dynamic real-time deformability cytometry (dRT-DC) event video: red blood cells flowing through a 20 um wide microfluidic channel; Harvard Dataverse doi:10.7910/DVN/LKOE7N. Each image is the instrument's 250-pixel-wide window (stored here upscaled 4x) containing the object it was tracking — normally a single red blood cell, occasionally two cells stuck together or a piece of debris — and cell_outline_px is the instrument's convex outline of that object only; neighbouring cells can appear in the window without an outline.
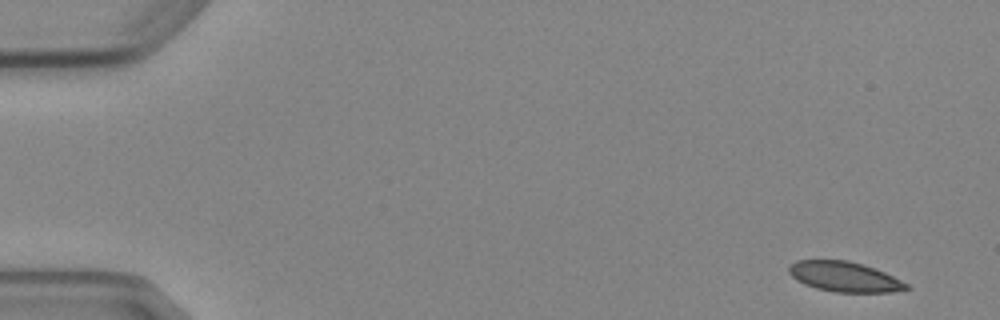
{"species": "Egyptian fruit bat (a non-hibernating species)", "species_latin": "Rousettus aegyptiacus", "temperature_condition": "cold", "stored_images_in_passage": 6, "camera_frame_rate_fps": 3000, "um_per_image_px": 0.085, "animal": {"sex": "female"}, "frame": {"image": 1, "passage_image": 1, "time_ms": 0.0, "image_size_px": [1000, 320], "cell_outline_px": [[912, 288], [892, 292], [836, 292], [816, 288], [804, 284], [796, 280], [788, 272], [788, 268], [796, 260], [848, 260], [884, 272], [908, 284]], "centroid_in_image_um": [71.76, 23.53], "position_along_channel_um": 13.2, "area_um2": 20.4}}
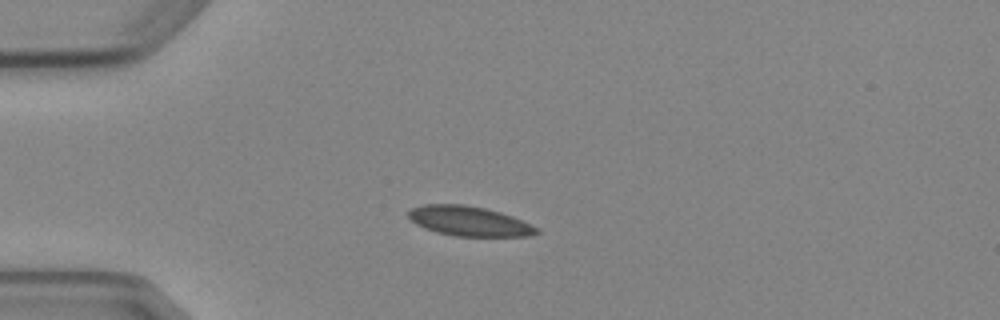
{"frame": {"image": 2, "passage_image": 4, "time_ms": 3.667, "image_size_px": [1000, 320], "cell_outline_px": [[540, 232], [532, 236], [456, 236], [436, 232], [424, 228], [416, 224], [408, 216], [408, 212], [412, 208], [424, 204], [464, 204], [484, 208], [500, 212], [512, 216], [540, 228]], "centroid_in_image_um": [39.9, 18.8], "position_along_channel_um": 45.1, "area_um2": 22.25}}
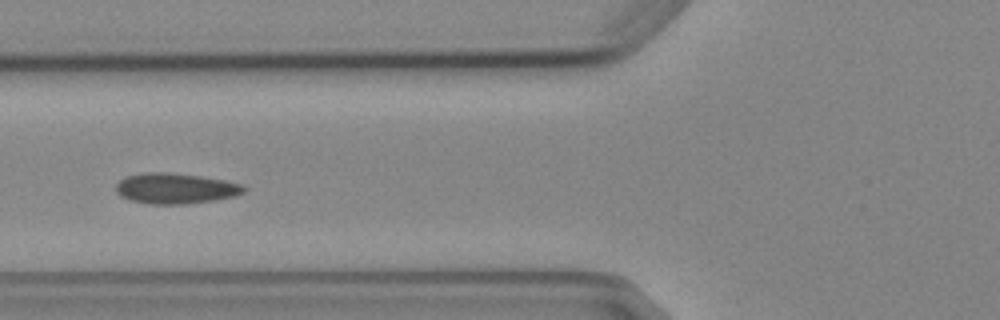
{"frame": {"image": 3, "passage_image": 6, "time_ms": 6.0, "image_size_px": [1000, 320], "cell_outline_px": [[248, 188], [244, 192], [236, 196], [212, 200], [184, 204], [152, 204], [132, 200], [120, 196], [116, 192], [116, 184], [120, 180], [128, 176], [144, 172], [168, 172], [200, 176], [224, 180], [244, 184]], "centroid_in_image_um": [14.95, 16.01], "position_along_channel_um": 110.9, "area_um2": 22.77}}